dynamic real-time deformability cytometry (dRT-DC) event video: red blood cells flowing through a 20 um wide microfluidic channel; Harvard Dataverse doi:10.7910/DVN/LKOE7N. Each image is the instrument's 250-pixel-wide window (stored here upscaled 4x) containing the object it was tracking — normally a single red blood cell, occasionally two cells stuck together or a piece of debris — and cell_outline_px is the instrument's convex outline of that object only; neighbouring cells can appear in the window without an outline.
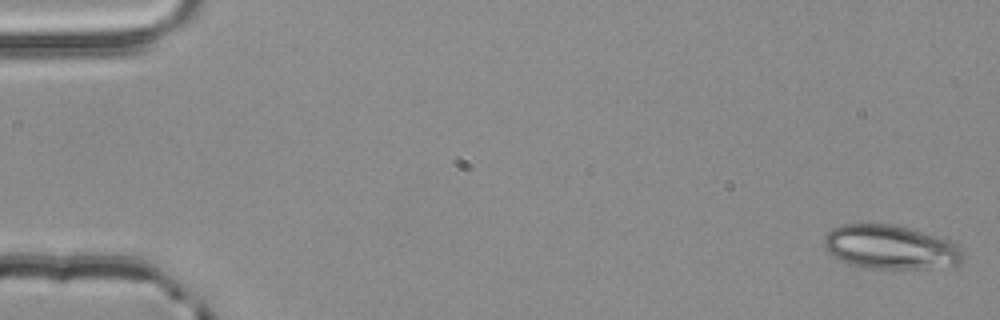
{"species": "common noctule bat (a hibernating species)", "species_latin": "Nyctalus noctula", "temperature_condition": "room temperature", "stored_images_in_passage": 54, "camera_frame_rate_fps": 3000, "um_per_image_px": 0.085, "animal": {"sex": "male", "body_mass_g": 20.4}, "frame": {"image": 1, "passage_image": 1, "time_ms": 0.0, "image_size_px": [1000, 320], "cell_outline_px": [[960, 260], [956, 264], [916, 268], [868, 268], [852, 264], [832, 256], [824, 248], [824, 236], [832, 228], [840, 224], [892, 224], [908, 228], [936, 236], [948, 240], [956, 244], [960, 248]], "centroid_in_image_um": [75.58, 20.98], "position_along_channel_um": 9.4, "area_um2": 34.85}}
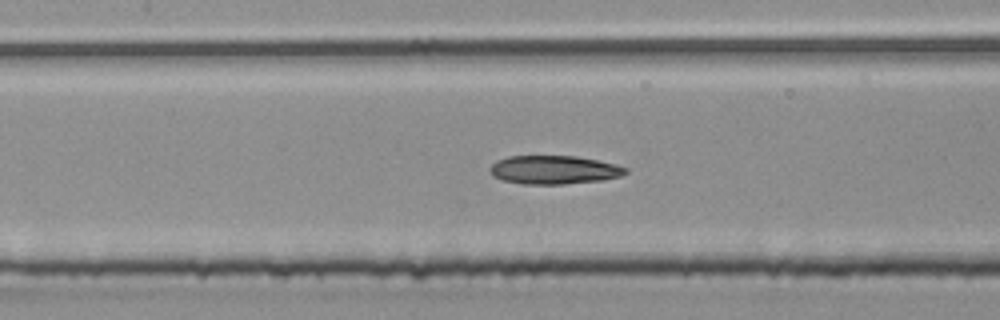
{"frame": {"image": 2, "passage_image": 25, "time_ms": 8.0, "image_size_px": [1000, 320], "cell_outline_px": [[628, 172], [620, 176], [604, 180], [564, 184], [524, 184], [504, 180], [492, 176], [488, 168], [496, 160], [508, 156], [576, 156], [616, 164], [628, 168]], "centroid_in_image_um": [47.08, 14.43], "position_along_channel_um": 160.3, "area_um2": 22.66}}
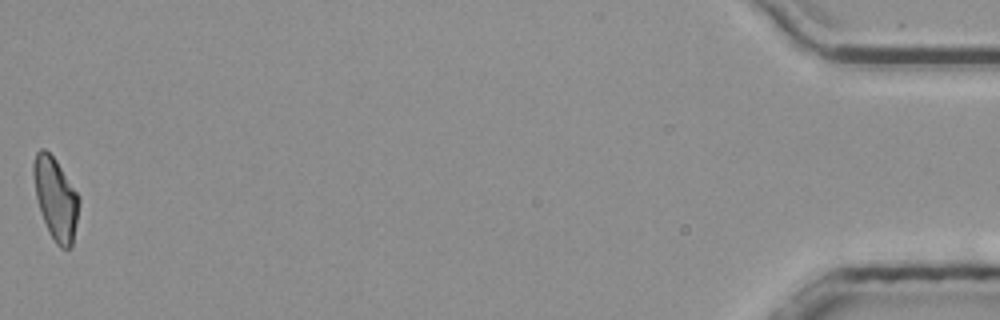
{"frame": {"image": 3, "passage_image": 54, "time_ms": 17.667, "image_size_px": [1000, 320], "cell_outline_px": [[80, 200], [72, 248], [60, 248], [56, 244], [48, 232], [36, 196], [32, 176], [32, 164], [36, 152], [40, 148], [44, 148], [56, 160], [80, 196]], "centroid_in_image_um": [4.73, 16.87], "position_along_channel_um": 430.5, "area_um2": 21.85}, "authors_computed_cell_mechanics": {"area_um2": 22.5709, "velocity_mm_per_s": 3.8556, "shape_relaxation_time_tau1_ms": 7.676, "shape_relaxation_time_tau2_ms": 4.6273, "deformation_change_tau1": 0.2348, "deformation_change_tau2": 0.1234}}